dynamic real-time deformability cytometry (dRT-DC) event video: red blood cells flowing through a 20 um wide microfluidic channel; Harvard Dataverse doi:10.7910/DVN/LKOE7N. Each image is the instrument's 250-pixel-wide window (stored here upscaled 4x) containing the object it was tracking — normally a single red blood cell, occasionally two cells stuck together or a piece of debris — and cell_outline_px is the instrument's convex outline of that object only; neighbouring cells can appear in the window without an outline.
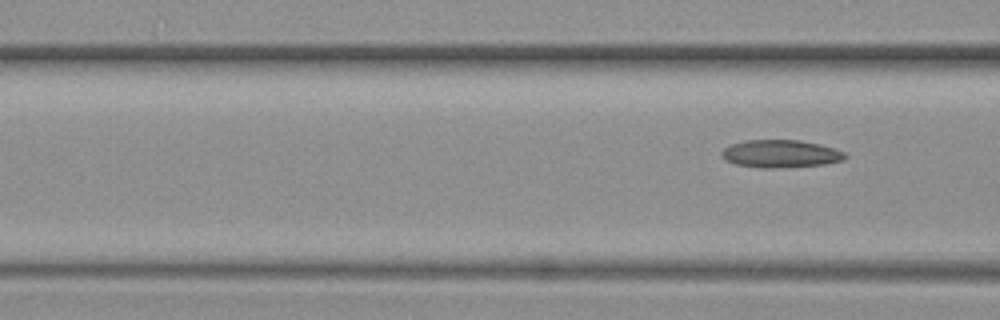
{"species": "common noctule bat (a hibernating species)", "species_latin": "Nyctalus noctula", "temperature_condition": "warm", "stored_images_in_passage": 8, "camera_frame_rate_fps": 3000, "um_per_image_px": 0.085, "animal": {"sex": "female", "body_mass_g": 19.3, "forearm_length_mm": 54.1}, "frame": {"image": 1, "passage_image": 8, "time_ms": 2.333, "image_size_px": [1000, 320], "cell_outline_px": [[848, 156], [844, 160], [824, 164], [772, 168], [760, 168], [736, 164], [724, 160], [720, 152], [724, 148], [732, 144], [744, 140], [800, 140], [820, 144], [836, 148], [844, 152]], "centroid_in_image_um": [66.36, 13.06], "position_along_channel_um": 100.2, "area_um2": 20.0}}